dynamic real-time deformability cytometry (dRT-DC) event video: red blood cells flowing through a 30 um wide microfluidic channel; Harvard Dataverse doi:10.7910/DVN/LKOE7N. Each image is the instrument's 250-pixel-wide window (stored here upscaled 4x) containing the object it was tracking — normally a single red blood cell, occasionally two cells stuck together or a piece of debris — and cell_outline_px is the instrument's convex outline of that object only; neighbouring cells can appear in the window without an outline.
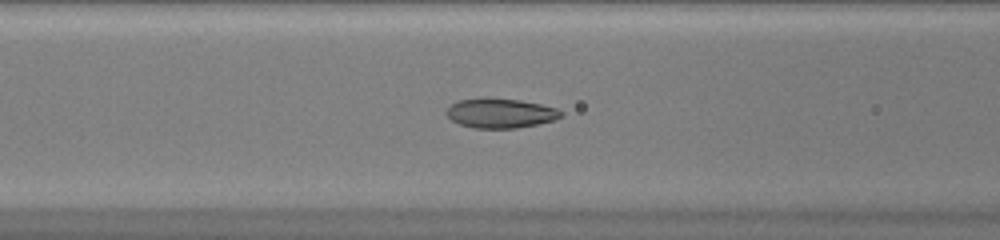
{"species": "common noctule bat (a hibernating species)", "species_latin": "Nyctalus noctula", "temperature_condition": "warm", "stored_images_in_passage": 42, "camera_frame_rate_fps": 3000, "um_per_image_px": 0.085, "animal": {"sex": "female", "body_mass_g": 20.0, "forearm_length_mm": 54.0}, "frame": {"image": 1, "passage_image": 22, "time_ms": 7.0, "image_size_px": [1000, 240], "cell_outline_px": [[564, 112], [560, 116], [552, 120], [536, 124], [516, 128], [472, 128], [460, 124], [452, 120], [444, 112], [452, 104], [460, 100], [484, 96], [520, 100], [540, 104], [556, 108]], "centroid_in_image_um": [42.49, 9.6], "position_along_channel_um": 124.1, "area_um2": 19.83}}
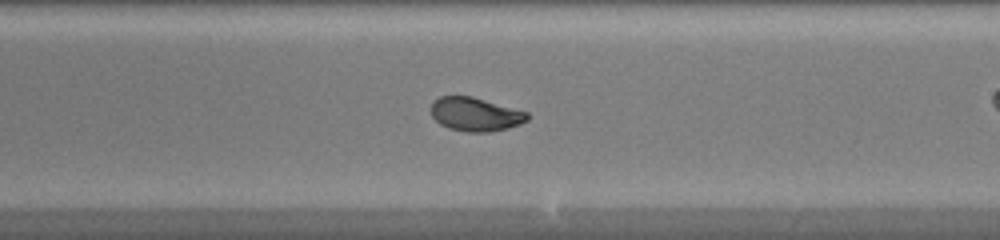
{"frame": {"image": 2, "passage_image": 31, "time_ms": 10.0, "image_size_px": [1000, 240], "cell_outline_px": [[528, 120], [520, 124], [508, 128], [488, 132], [468, 132], [448, 128], [440, 124], [432, 116], [432, 100], [440, 96], [472, 96], [528, 112]], "centroid_in_image_um": [40.4, 9.71], "position_along_channel_um": 248.6, "area_um2": 18.9}}
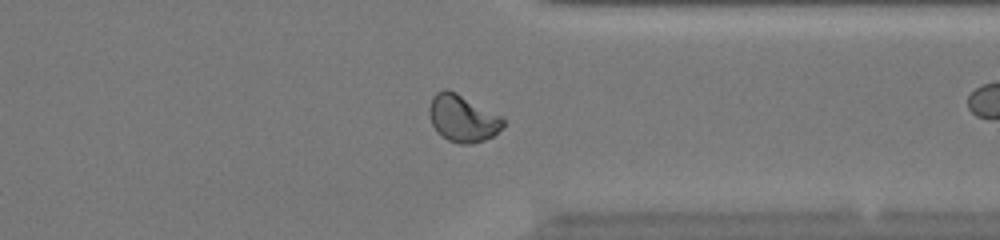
{"frame": {"image": 3, "passage_image": 40, "time_ms": 13.0, "image_size_px": [1000, 240], "cell_outline_px": [[504, 128], [492, 136], [484, 140], [472, 144], [460, 144], [448, 140], [440, 136], [436, 132], [432, 124], [428, 112], [428, 108], [432, 96], [436, 92], [444, 88], [448, 88], [504, 116]], "centroid_in_image_um": [39.32, 10.05], "position_along_channel_um": 372.1, "area_um2": 20.81}}